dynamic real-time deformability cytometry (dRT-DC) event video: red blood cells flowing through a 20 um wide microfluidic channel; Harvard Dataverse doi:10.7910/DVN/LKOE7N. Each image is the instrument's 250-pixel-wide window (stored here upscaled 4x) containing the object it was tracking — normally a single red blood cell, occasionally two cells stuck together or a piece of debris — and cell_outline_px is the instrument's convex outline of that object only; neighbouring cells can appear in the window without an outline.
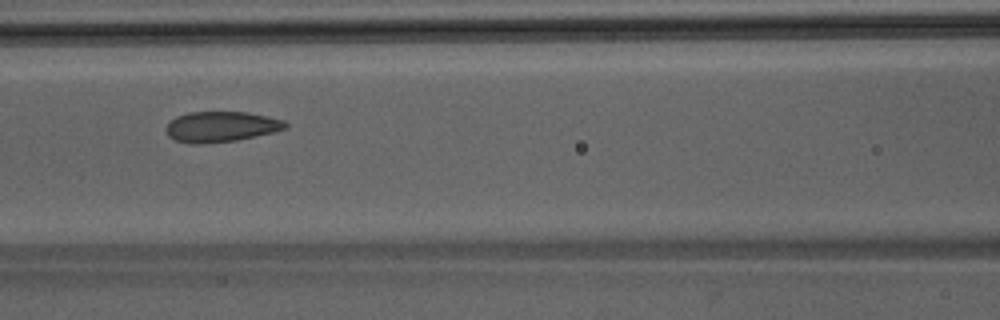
{"species": "Egyptian fruit bat (a non-hibernating species)", "species_latin": "Rousettus aegyptiacus", "temperature_condition": "room temperature", "stored_images_in_passage": 45, "camera_frame_rate_fps": 3000, "um_per_image_px": 0.085, "animal": {"sex": "male"}, "frame": {"image": 1, "passage_image": 18, "time_ms": 5.667, "image_size_px": [1000, 320], "cell_outline_px": [[288, 128], [276, 132], [236, 140], [204, 144], [188, 144], [176, 140], [168, 136], [164, 128], [176, 116], [188, 112], [248, 112], [284, 120], [288, 124]], "centroid_in_image_um": [18.79, 10.78], "position_along_channel_um": 147.8, "area_um2": 21.44}}
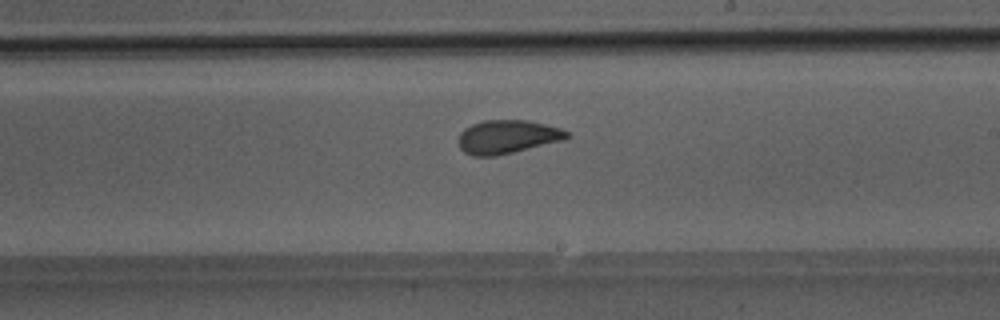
{"frame": {"image": 2, "passage_image": 25, "time_ms": 8.0, "image_size_px": [1000, 320], "cell_outline_px": [[568, 136], [564, 140], [496, 156], [472, 156], [464, 152], [460, 148], [456, 140], [460, 132], [464, 128], [472, 124], [484, 120], [528, 120], [560, 128], [568, 132]], "centroid_in_image_um": [43.06, 11.63], "position_along_channel_um": 245.9, "area_um2": 21.27}}
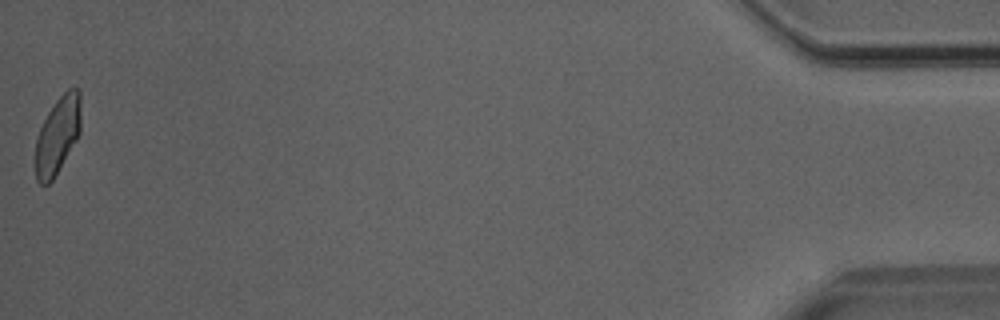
{"frame": {"image": 3, "passage_image": 45, "time_ms": 14.667, "image_size_px": [1000, 320], "cell_outline_px": [[80, 132], [76, 140], [52, 180], [48, 184], [40, 184], [36, 180], [36, 140], [40, 128], [48, 112], [56, 100], [68, 88], [76, 88], [80, 92]], "centroid_in_image_um": [4.9, 11.48], "position_along_channel_um": 430.3, "area_um2": 20.06}}